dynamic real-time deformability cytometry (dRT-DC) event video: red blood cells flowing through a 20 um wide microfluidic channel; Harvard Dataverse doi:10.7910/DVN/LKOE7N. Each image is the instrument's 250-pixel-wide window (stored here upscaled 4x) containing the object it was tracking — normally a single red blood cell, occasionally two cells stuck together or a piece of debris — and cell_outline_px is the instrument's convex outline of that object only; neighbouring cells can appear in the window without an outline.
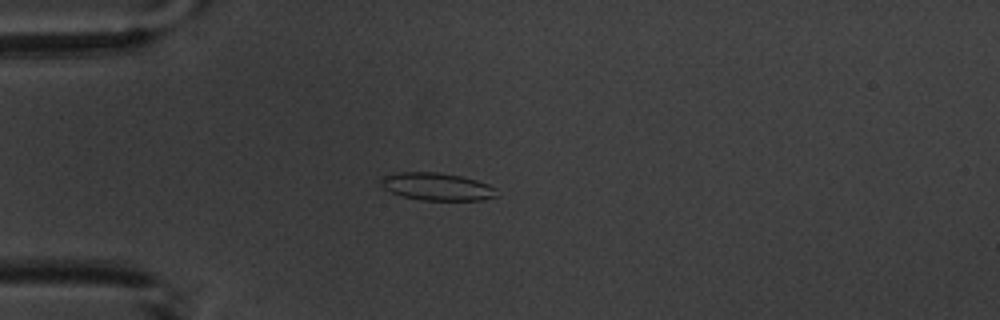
{"species": "common noctule bat (a hibernating species)", "species_latin": "Nyctalus noctula", "temperature_condition": "warm", "stored_images_in_passage": 1, "camera_frame_rate_fps": 3000, "um_per_image_px": 0.085, "animal": {"sex": "male", "body_mass_g": 20.1, "forearm_length_mm": 53.5}, "frame": {"image": 1, "passage_image": 1, "time_ms": 0.0, "image_size_px": [1000, 320], "cell_outline_px": [[500, 196], [480, 200], [420, 200], [404, 196], [392, 192], [384, 188], [376, 180], [384, 176], [396, 172], [436, 172], [460, 176], [476, 180], [488, 184], [496, 188]], "centroid_in_image_um": [37.14, 15.86], "position_along_channel_um": 47.9, "area_um2": 18.73}}